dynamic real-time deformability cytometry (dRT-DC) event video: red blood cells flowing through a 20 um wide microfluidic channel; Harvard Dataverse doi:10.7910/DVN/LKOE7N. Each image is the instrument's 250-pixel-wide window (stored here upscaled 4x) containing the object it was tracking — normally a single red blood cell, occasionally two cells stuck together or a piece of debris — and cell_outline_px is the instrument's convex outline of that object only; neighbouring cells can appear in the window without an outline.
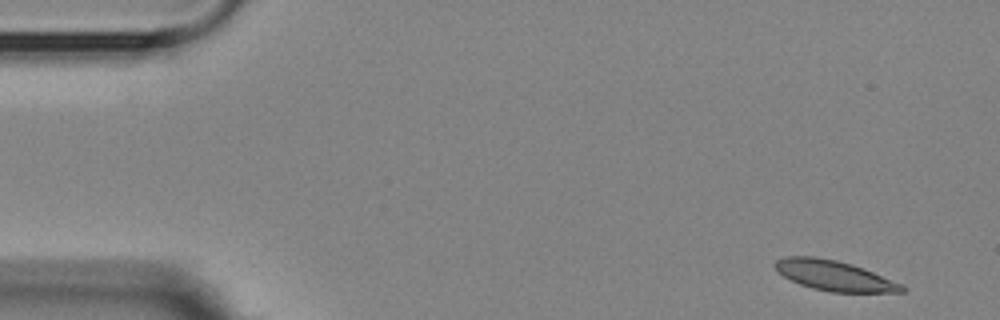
{"species": "Egyptian fruit bat (a non-hibernating species)", "species_latin": "Rousettus aegyptiacus", "temperature_condition": "room temperature", "stored_images_in_passage": 8, "camera_frame_rate_fps": 3000, "um_per_image_px": 0.085, "animal": {"sex": "female"}, "frame": {"image": 1, "passage_image": 1, "time_ms": 0.0, "image_size_px": [1000, 320], "cell_outline_px": [[908, 288], [904, 292], [828, 292], [812, 288], [800, 284], [776, 272], [772, 264], [776, 260], [784, 256], [816, 256], [836, 260], [852, 264], [904, 284]], "centroid_in_image_um": [70.9, 23.42], "position_along_channel_um": 14.1, "area_um2": 22.54}}
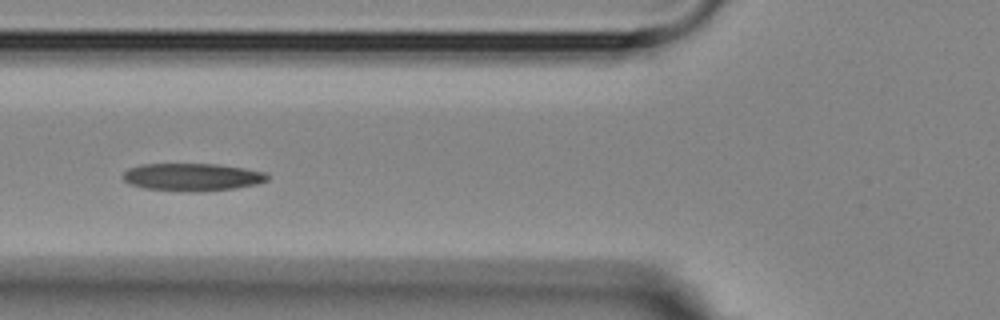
{"frame": {"image": 2, "passage_image": 6, "time_ms": 5.667, "image_size_px": [1000, 320], "cell_outline_px": [[268, 180], [260, 184], [236, 188], [200, 192], [144, 188], [132, 184], [124, 180], [120, 176], [128, 168], [140, 164], [216, 164], [244, 168], [264, 172], [268, 176]], "centroid_in_image_um": [16.35, 15.05], "position_along_channel_um": 109.4, "area_um2": 23.29}}
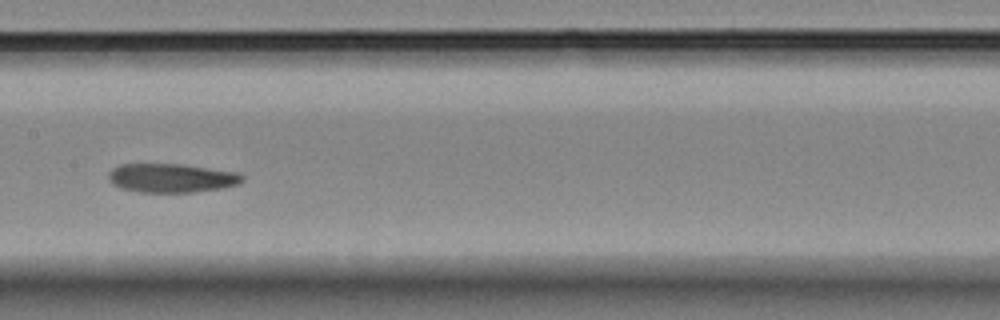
{"frame": {"image": 3, "passage_image": 8, "time_ms": 8.0, "image_size_px": [1000, 320], "cell_outline_px": [[244, 180], [240, 184], [224, 188], [192, 192], [140, 192], [120, 188], [112, 184], [108, 176], [108, 172], [112, 168], [120, 164], [180, 164], [236, 172], [244, 176]], "centroid_in_image_um": [14.57, 15.13], "position_along_channel_um": 192.8, "area_um2": 22.6}}